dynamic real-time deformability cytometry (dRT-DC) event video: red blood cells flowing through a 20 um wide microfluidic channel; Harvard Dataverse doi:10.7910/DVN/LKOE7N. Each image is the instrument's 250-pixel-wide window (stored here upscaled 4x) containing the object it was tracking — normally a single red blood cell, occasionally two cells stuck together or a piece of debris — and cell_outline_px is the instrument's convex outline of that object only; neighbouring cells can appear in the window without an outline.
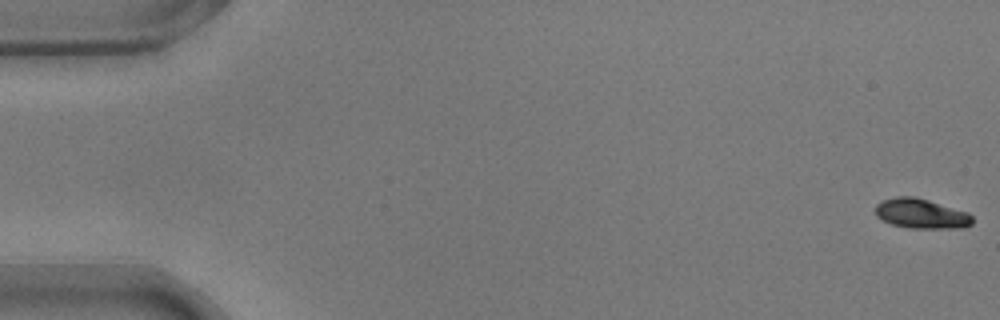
{"species": "common noctule bat (a hibernating species)", "species_latin": "Nyctalus noctula", "temperature_condition": "warm", "stored_images_in_passage": 8, "camera_frame_rate_fps": 3000, "um_per_image_px": 0.085, "animal": {"sex": "male", "body_mass_g": 17.9}, "frame": {"image": 1, "passage_image": 1, "time_ms": 0.0, "image_size_px": [1000, 320], "cell_outline_px": [[972, 224], [964, 228], [908, 228], [892, 224], [880, 220], [876, 216], [876, 204], [884, 200], [896, 196], [912, 196], [928, 200], [968, 212], [972, 216]], "centroid_in_image_um": [78.3, 18.17], "position_along_channel_um": 6.7, "area_um2": 16.88}}